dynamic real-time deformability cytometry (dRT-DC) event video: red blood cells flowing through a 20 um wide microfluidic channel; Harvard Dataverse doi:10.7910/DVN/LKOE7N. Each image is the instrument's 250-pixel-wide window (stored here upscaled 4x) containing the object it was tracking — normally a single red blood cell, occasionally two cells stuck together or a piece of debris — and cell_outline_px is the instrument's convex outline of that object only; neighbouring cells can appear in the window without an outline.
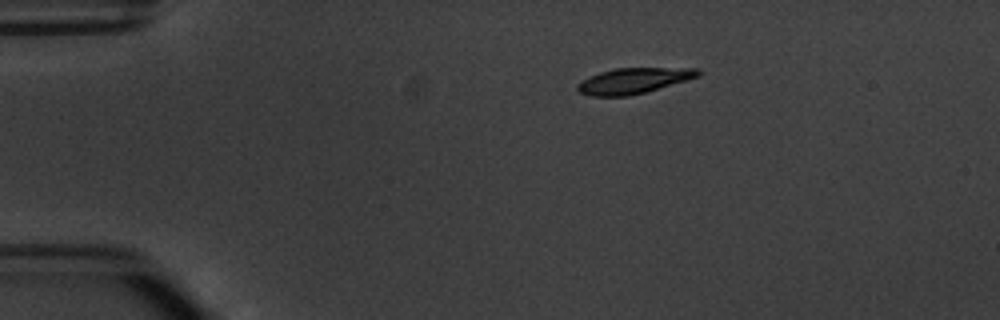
{"species": "common noctule bat (a hibernating species)", "species_latin": "Nyctalus noctula", "temperature_condition": "warm", "stored_images_in_passage": 5, "camera_frame_rate_fps": 3000, "um_per_image_px": 0.085, "animal": {"sex": "male", "body_mass_g": 20.1, "forearm_length_mm": 53.5}, "frame": {"image": 1, "passage_image": 1, "time_ms": 0.0, "image_size_px": [1000, 320], "cell_outline_px": [[700, 76], [644, 92], [628, 96], [592, 96], [580, 92], [576, 88], [576, 84], [580, 80], [600, 72], [616, 68], [700, 68]], "centroid_in_image_um": [53.82, 6.85], "position_along_channel_um": 31.2, "area_um2": 17.86}}
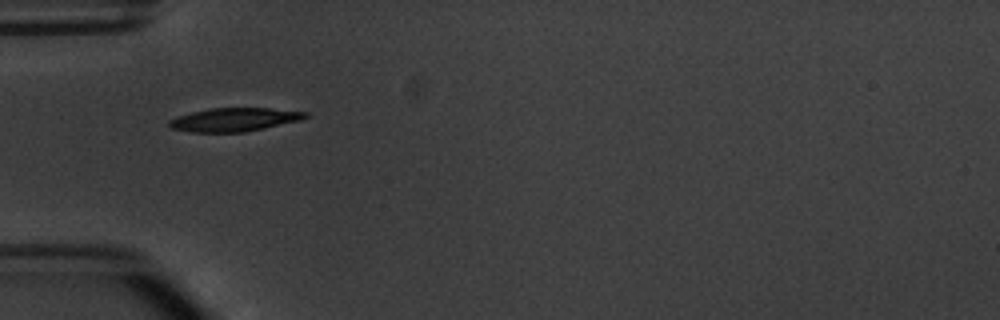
{"frame": {"image": 2, "passage_image": 3, "time_ms": 2.333, "image_size_px": [1000, 320], "cell_outline_px": [[308, 116], [300, 120], [264, 128], [244, 132], [192, 132], [172, 128], [168, 124], [168, 120], [176, 116], [192, 112], [212, 108], [268, 108], [308, 112]], "centroid_in_image_um": [19.89, 10.16], "position_along_channel_um": 65.1, "area_um2": 18.5}}